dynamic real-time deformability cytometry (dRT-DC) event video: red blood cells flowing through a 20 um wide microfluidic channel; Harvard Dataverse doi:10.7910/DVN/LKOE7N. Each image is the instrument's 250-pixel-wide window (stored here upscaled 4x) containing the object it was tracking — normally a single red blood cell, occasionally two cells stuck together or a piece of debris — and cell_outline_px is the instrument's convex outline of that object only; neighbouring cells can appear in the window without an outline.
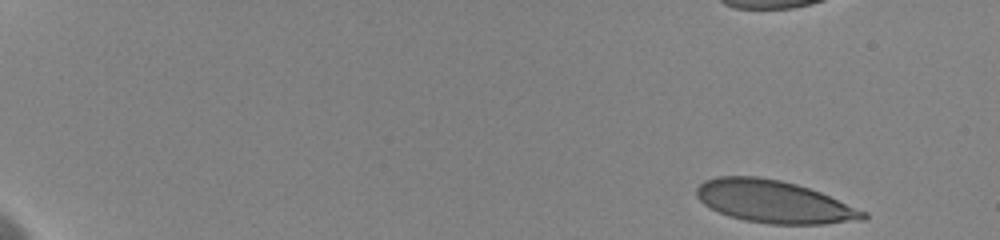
{"species": "human", "species_latin": "Homo sapiens", "temperature_condition": "cold", "stored_images_in_passage": 17, "camera_frame_rate_fps": 3000, "um_per_image_px": 0.085, "donor": {"sex": "female"}, "frame": {"image": 1, "passage_image": 1, "time_ms": 0.0, "image_size_px": [1000, 240], "cell_outline_px": [[868, 216], [864, 220], [824, 224], [768, 224], [744, 220], [728, 216], [704, 204], [696, 196], [696, 188], [704, 180], [716, 176], [756, 176], [780, 180], [796, 184], [820, 192], [868, 212]], "centroid_in_image_um": [65.8, 17.14], "position_along_channel_um": 19.2, "area_um2": 41.27}}